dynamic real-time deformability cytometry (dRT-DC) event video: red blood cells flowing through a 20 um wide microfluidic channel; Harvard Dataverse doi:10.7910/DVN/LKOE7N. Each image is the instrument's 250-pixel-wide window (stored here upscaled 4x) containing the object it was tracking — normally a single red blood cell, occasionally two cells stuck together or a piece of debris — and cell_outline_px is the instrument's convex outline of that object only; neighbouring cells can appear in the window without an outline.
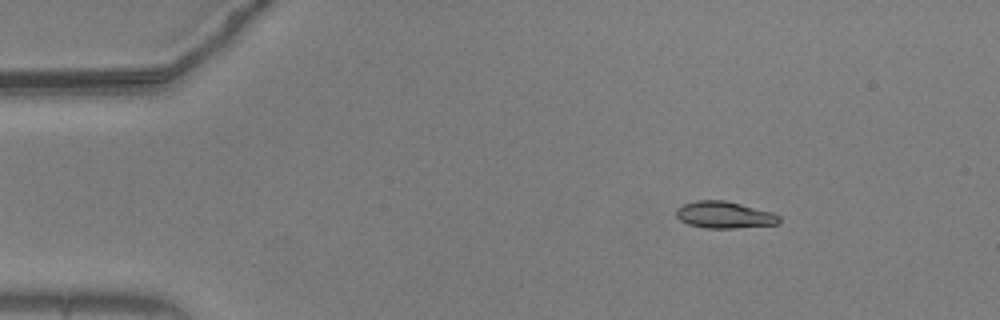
{"species": "common noctule bat (a hibernating species)", "species_latin": "Nyctalus noctula", "temperature_condition": "warm", "stored_images_in_passage": 24, "camera_frame_rate_fps": 3000, "um_per_image_px": 0.085, "animal": {"sex": "male", "body_mass_g": 20.5, "forearm_length_mm": 52.5}, "frame": {"image": 1, "passage_image": 3, "time_ms": 0.667, "image_size_px": [1000, 320], "cell_outline_px": [[780, 220], [776, 224], [736, 228], [704, 228], [688, 224], [680, 220], [676, 216], [676, 208], [684, 204], [696, 200], [724, 200], [772, 212], [780, 216]], "centroid_in_image_um": [61.54, 18.26], "position_along_channel_um": 23.5, "area_um2": 16.01}}
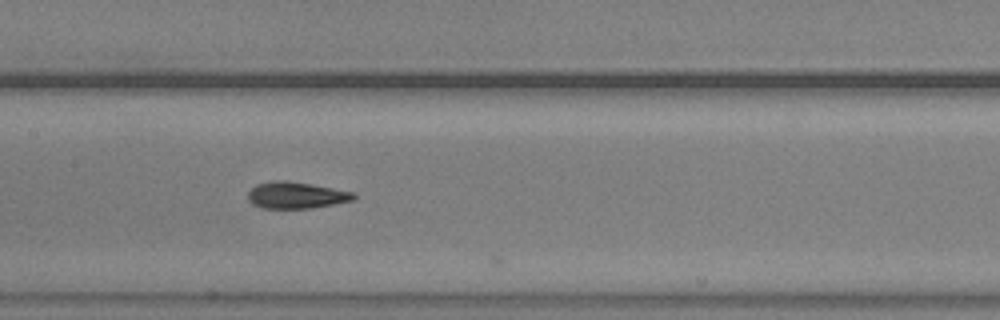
{"frame": {"image": 2, "passage_image": 22, "time_ms": 7.0, "image_size_px": [1000, 320], "cell_outline_px": [[356, 196], [352, 200], [332, 204], [308, 208], [260, 208], [252, 204], [248, 200], [248, 192], [256, 184], [272, 180], [284, 180], [356, 192]], "centroid_in_image_um": [25.12, 16.59], "position_along_channel_um": 182.3, "area_um2": 16.24}}